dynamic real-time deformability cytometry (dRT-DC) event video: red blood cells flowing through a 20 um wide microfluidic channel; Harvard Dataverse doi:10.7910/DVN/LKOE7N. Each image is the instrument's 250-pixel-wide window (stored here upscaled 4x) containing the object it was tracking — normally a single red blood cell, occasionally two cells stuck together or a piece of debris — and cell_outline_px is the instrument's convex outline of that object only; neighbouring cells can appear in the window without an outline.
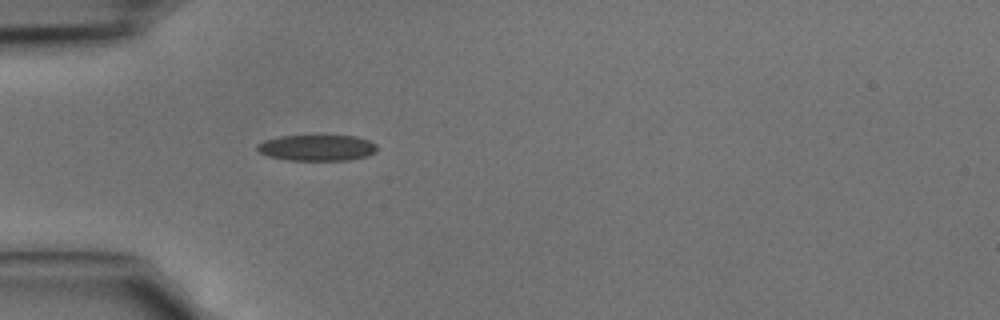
{"species": "common noctule bat (a hibernating species)", "species_latin": "Nyctalus noctula", "temperature_condition": "cold", "stored_images_in_passage": 3, "camera_frame_rate_fps": 3000, "um_per_image_px": 0.085, "animal": {"sex": "male", "body_mass_g": 15.6}, "frame": {"image": 1, "passage_image": 3, "time_ms": 0.667, "image_size_px": [1000, 320], "cell_outline_px": [[376, 152], [368, 156], [348, 160], [288, 160], [268, 156], [260, 152], [256, 148], [256, 144], [264, 140], [280, 136], [356, 136], [368, 140], [376, 144]], "centroid_in_image_um": [26.94, 12.56], "position_along_channel_um": 58.1, "area_um2": 18.15}}